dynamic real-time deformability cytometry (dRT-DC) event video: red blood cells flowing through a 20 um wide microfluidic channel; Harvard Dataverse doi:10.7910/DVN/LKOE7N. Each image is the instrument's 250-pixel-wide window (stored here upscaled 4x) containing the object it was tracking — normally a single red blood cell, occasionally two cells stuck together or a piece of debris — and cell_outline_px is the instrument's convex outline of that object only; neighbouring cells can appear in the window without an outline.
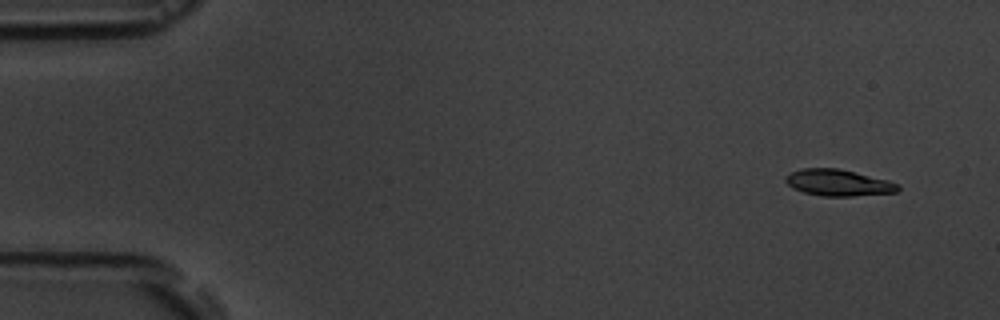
{"species": "common noctule bat (a hibernating species)", "species_latin": "Nyctalus noctula", "temperature_condition": "room temperature", "stored_images_in_passage": 5, "camera_frame_rate_fps": 3000, "um_per_image_px": 0.085, "animal": {"sex": "male", "body_mass_g": 19.5, "forearm_length_mm": 54.6}, "frame": {"image": 1, "passage_image": 1, "time_ms": 0.0, "image_size_px": [1000, 320], "cell_outline_px": [[900, 188], [896, 192], [852, 196], [820, 196], [804, 192], [792, 188], [784, 180], [784, 176], [800, 168], [840, 168], [888, 180], [900, 184]], "centroid_in_image_um": [71.24, 15.52], "position_along_channel_um": 13.8, "area_um2": 17.46}}
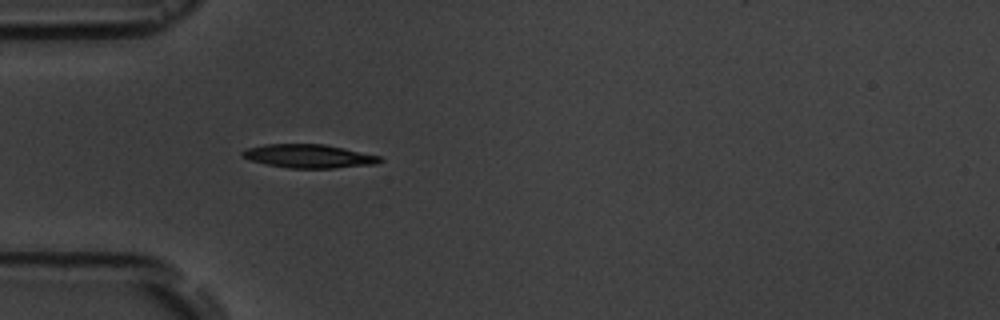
{"frame": {"image": 2, "passage_image": 5, "time_ms": 4.333, "image_size_px": [1000, 320], "cell_outline_px": [[384, 160], [376, 164], [332, 168], [288, 168], [268, 164], [252, 160], [240, 156], [240, 152], [248, 148], [264, 144], [324, 144], [344, 148], [380, 156]], "centroid_in_image_um": [26.25, 13.27], "position_along_channel_um": 58.7, "area_um2": 18.79}}